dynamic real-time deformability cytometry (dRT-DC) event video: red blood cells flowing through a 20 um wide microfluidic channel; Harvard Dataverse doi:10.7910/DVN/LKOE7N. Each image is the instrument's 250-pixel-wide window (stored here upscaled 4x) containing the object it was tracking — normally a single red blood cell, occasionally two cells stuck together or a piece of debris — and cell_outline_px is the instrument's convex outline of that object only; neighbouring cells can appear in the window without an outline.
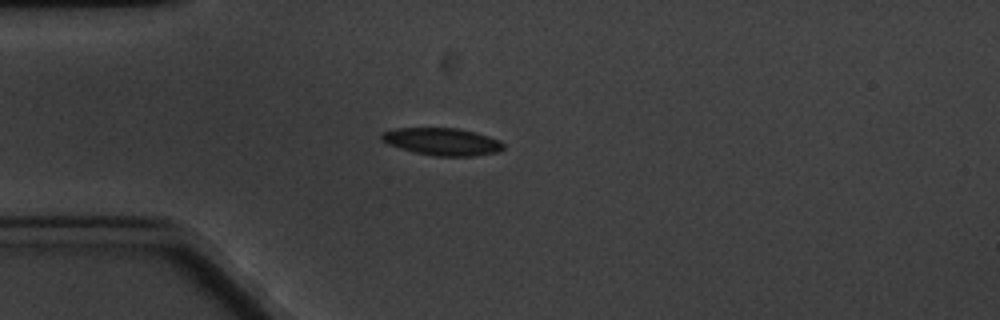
{"species": "common noctule bat (a hibernating species)", "species_latin": "Nyctalus noctula", "temperature_condition": "cold", "stored_images_in_passage": 5, "camera_frame_rate_fps": 3000, "um_per_image_px": 0.085, "animal": {"sex": "male", "body_mass_g": 20.1, "forearm_length_mm": 53.5}, "frame": {"image": 1, "passage_image": 4, "time_ms": 3.333, "image_size_px": [1000, 320], "cell_outline_px": [[504, 148], [496, 152], [472, 156], [432, 156], [412, 152], [388, 144], [380, 140], [380, 136], [384, 132], [396, 128], [456, 128], [476, 132], [500, 140], [504, 144]], "centroid_in_image_um": [37.57, 12.04], "position_along_channel_um": 47.4, "area_um2": 19.48}}